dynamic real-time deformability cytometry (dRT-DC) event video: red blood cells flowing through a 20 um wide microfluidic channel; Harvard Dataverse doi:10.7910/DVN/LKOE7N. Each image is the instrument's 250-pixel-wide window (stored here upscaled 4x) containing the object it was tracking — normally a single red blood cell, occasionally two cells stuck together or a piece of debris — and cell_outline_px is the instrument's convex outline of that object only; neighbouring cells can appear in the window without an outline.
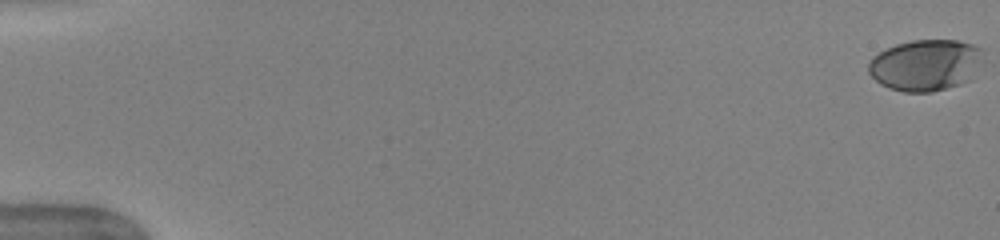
{"species": "human", "species_latin": "Homo sapiens", "temperature_condition": "warm", "stored_images_in_passage": 13, "camera_frame_rate_fps": 3000, "um_per_image_px": 0.085, "donor": {"sex": "female"}, "frame": {"image": 1, "passage_image": 1, "time_ms": 0.0, "image_size_px": [1000, 240], "cell_outline_px": [[984, 48], [968, 80], [960, 84], [932, 92], [904, 92], [888, 88], [880, 84], [868, 72], [868, 64], [872, 56], [896, 44], [912, 40], [956, 40], [972, 44]], "centroid_in_image_um": [78.6, 5.53], "position_along_channel_um": 6.4, "area_um2": 33.87}}